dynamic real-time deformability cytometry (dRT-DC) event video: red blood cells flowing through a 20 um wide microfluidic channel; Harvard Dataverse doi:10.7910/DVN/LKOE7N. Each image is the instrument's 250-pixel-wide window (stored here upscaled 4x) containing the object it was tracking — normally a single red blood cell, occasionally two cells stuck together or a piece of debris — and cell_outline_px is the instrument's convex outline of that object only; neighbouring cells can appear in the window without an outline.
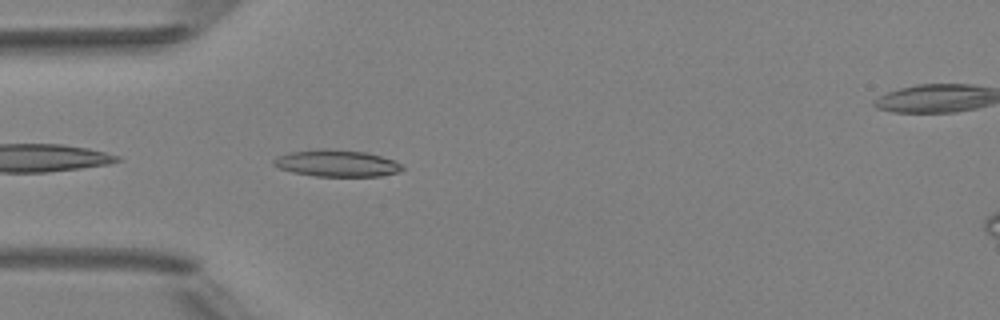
{"species": "Egyptian fruit bat (a non-hibernating species)", "species_latin": "Rousettus aegyptiacus", "temperature_condition": "room temperature", "stored_images_in_passage": 3, "camera_frame_rate_fps": 3000, "um_per_image_px": 0.085, "animal": {"sex": "female"}, "frame": {"image": 1, "passage_image": 3, "time_ms": 3.333, "image_size_px": [1000, 320], "cell_outline_px": [[404, 168], [400, 172], [380, 176], [316, 176], [292, 172], [280, 168], [272, 164], [272, 160], [276, 156], [292, 152], [324, 148], [364, 152], [396, 160]], "centroid_in_image_um": [28.62, 13.88], "position_along_channel_um": 56.4, "area_um2": 20.0}}